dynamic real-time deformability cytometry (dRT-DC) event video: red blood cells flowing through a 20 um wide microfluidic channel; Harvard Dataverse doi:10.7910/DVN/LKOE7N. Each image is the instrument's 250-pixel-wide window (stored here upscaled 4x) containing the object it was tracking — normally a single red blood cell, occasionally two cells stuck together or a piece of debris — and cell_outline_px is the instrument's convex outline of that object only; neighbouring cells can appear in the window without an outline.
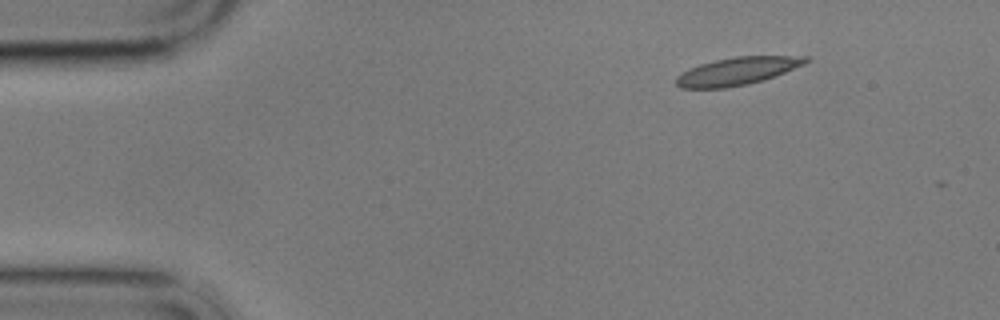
{"species": "common noctule bat (a hibernating species)", "species_latin": "Nyctalus noctula", "temperature_condition": "cold", "stored_images_in_passage": 9, "camera_frame_rate_fps": 3000, "um_per_image_px": 0.085, "animal": {"sex": "male", "body_mass_g": 17.9}, "frame": {"image": 1, "passage_image": 1, "time_ms": 0.0, "image_size_px": [1000, 320], "cell_outline_px": [[812, 60], [804, 64], [776, 76], [764, 80], [748, 84], [728, 88], [680, 88], [676, 84], [676, 76], [688, 68], [700, 64], [716, 60], [736, 56], [808, 56]], "centroid_in_image_um": [62.68, 6.05], "position_along_channel_um": 22.3, "area_um2": 21.1}}
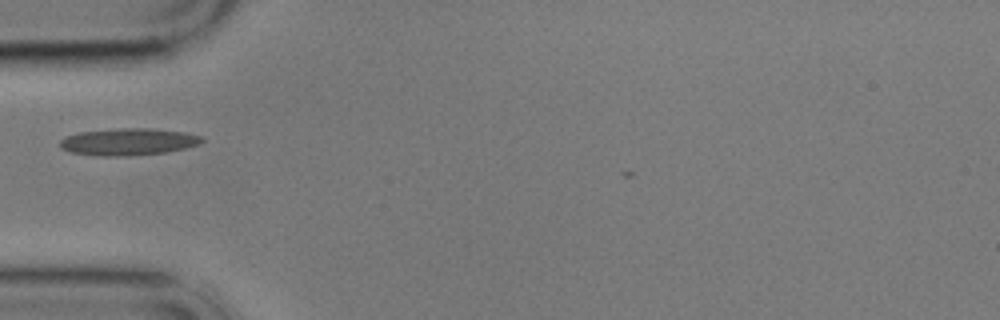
{"frame": {"image": 2, "passage_image": 4, "time_ms": 3.667, "image_size_px": [1000, 320], "cell_outline_px": [[204, 140], [200, 144], [184, 148], [164, 152], [128, 156], [100, 156], [72, 152], [60, 148], [60, 140], [68, 136], [80, 132], [120, 128], [156, 128], [184, 132], [204, 136]], "centroid_in_image_um": [10.95, 12.04], "position_along_channel_um": 74.0, "area_um2": 22.31}}
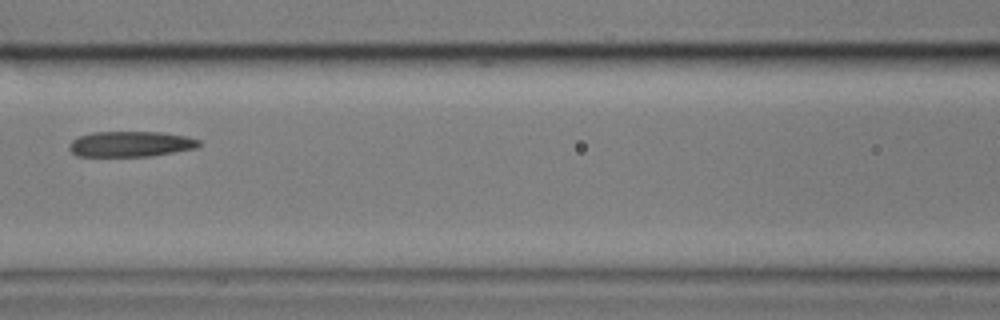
{"frame": {"image": 3, "passage_image": 6, "time_ms": 6.0, "image_size_px": [1000, 320], "cell_outline_px": [[200, 144], [196, 148], [152, 156], [76, 156], [68, 148], [68, 144], [72, 140], [80, 136], [92, 132], [160, 132], [184, 136], [200, 140]], "centroid_in_image_um": [11.07, 12.24], "position_along_channel_um": 155.5, "area_um2": 19.25}}